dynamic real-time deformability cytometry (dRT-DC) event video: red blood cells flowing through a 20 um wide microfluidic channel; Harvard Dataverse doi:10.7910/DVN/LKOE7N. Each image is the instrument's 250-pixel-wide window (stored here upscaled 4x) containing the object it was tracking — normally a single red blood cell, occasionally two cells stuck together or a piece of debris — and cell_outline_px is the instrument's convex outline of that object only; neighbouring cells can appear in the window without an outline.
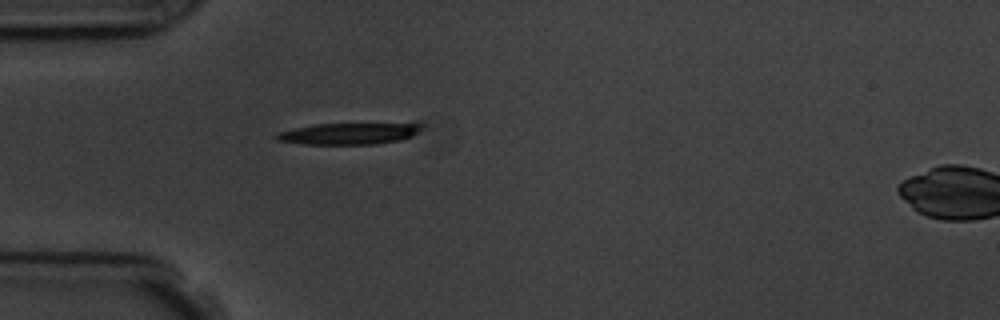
{"species": "common noctule bat (a hibernating species)", "species_latin": "Nyctalus noctula", "temperature_condition": "room temperature", "stored_images_in_passage": 5, "camera_frame_rate_fps": 3000, "um_per_image_px": 0.085, "animal": {"sex": "male", "body_mass_g": 19.5, "forearm_length_mm": 54.6}, "frame": {"image": 1, "passage_image": 4, "time_ms": 4.333, "image_size_px": [1000, 320], "cell_outline_px": [[424, 128], [412, 136], [400, 140], [376, 144], [304, 144], [276, 140], [276, 136], [280, 132], [312, 124], [416, 120], [424, 120]], "centroid_in_image_um": [29.97, 11.28], "position_along_channel_um": 55.0, "area_um2": 19.59}}